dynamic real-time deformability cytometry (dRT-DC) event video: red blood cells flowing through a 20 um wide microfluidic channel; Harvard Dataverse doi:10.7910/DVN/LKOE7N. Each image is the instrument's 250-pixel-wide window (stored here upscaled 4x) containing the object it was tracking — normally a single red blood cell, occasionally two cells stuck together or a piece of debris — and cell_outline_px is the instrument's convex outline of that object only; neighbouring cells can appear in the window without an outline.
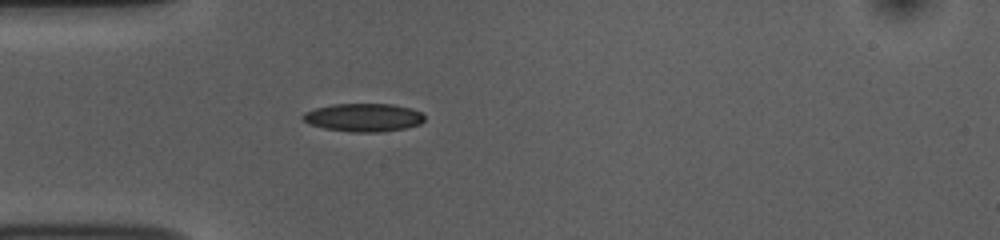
{"species": "common noctule bat (a hibernating species)", "species_latin": "Nyctalus noctula", "temperature_condition": "room temperature", "stored_images_in_passage": 42, "camera_frame_rate_fps": 3000, "um_per_image_px": 0.085, "animal": {"sex": "female", "body_mass_g": 10.0, "forearm_length_mm": 53.1}, "frame": {"image": 1, "passage_image": 7, "time_ms": 2.0, "image_size_px": [1000, 240], "cell_outline_px": [[424, 120], [420, 124], [404, 128], [380, 132], [352, 132], [324, 128], [308, 124], [300, 116], [304, 112], [316, 108], [332, 104], [392, 104], [412, 108], [420, 112], [424, 116]], "centroid_in_image_um": [30.88, 9.98], "position_along_channel_um": 54.1, "area_um2": 20.0}}
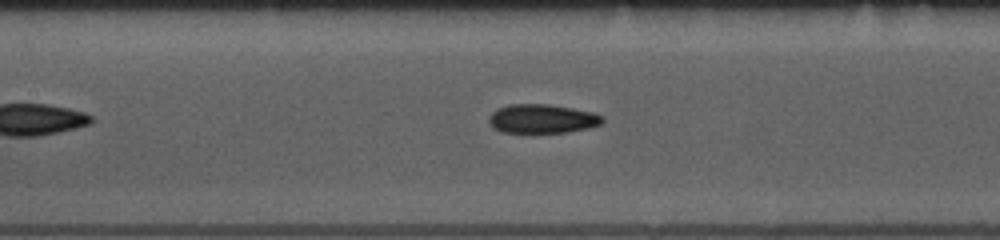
{"frame": {"image": 2, "passage_image": 16, "time_ms": 5.0, "image_size_px": [1000, 240], "cell_outline_px": [[604, 120], [600, 124], [588, 128], [568, 132], [504, 132], [492, 128], [488, 120], [488, 116], [496, 108], [508, 104], [548, 104], [572, 108], [592, 112], [604, 116]], "centroid_in_image_um": [46.05, 10.08], "position_along_channel_um": 161.3, "area_um2": 19.25}}
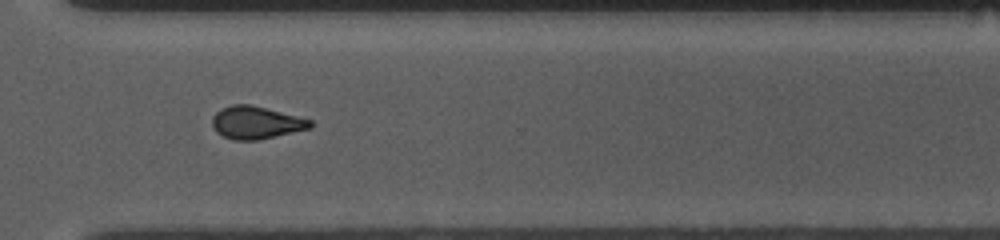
{"frame": {"image": 3, "passage_image": 31, "time_ms": 10.0, "image_size_px": [1000, 240], "cell_outline_px": [[312, 128], [256, 140], [232, 140], [216, 132], [212, 124], [212, 116], [220, 108], [232, 104], [252, 104], [312, 120]], "centroid_in_image_um": [21.74, 10.41], "position_along_channel_um": 348.9, "area_um2": 18.67}, "authors_computed_cell_mechanics": {"area_um2": 19.0451, "velocity_mm_per_s": 3.7623, "shape_relaxation_time_tau1_ms": 7.5552, "shape_relaxation_time_tau2_ms": 2.7459, "deformation_change_tau1": 0.1588, "deformation_change_tau2": 0.0993}}